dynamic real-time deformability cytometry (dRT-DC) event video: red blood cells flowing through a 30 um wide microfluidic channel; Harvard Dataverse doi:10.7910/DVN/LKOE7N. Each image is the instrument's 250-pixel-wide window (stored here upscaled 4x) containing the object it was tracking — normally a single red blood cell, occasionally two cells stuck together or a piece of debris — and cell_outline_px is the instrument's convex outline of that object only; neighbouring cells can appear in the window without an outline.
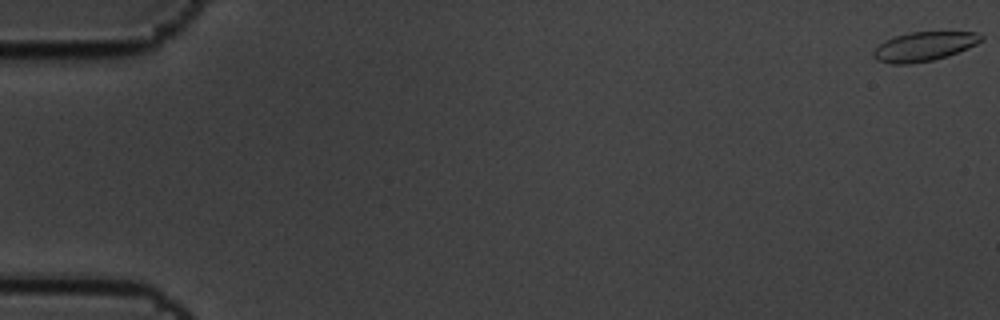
{"species": "common noctule bat (a hibernating species)", "species_latin": "Nyctalus noctula", "temperature_condition": "cold", "stored_images_in_passage": 12, "camera_frame_rate_fps": 3000, "um_per_image_px": 0.085, "animal": {"sex": "male", "body_mass_g": 19.5, "forearm_length_mm": 54.6}, "frame": {"image": 1, "passage_image": 1, "time_ms": 0.0, "image_size_px": [1000, 320], "cell_outline_px": [[984, 40], [968, 48], [948, 56], [932, 60], [908, 64], [892, 64], [876, 60], [872, 56], [872, 52], [880, 44], [896, 36], [912, 32], [980, 32], [984, 36]], "centroid_in_image_um": [78.58, 3.95], "position_along_channel_um": 6.4, "area_um2": 18.26}}
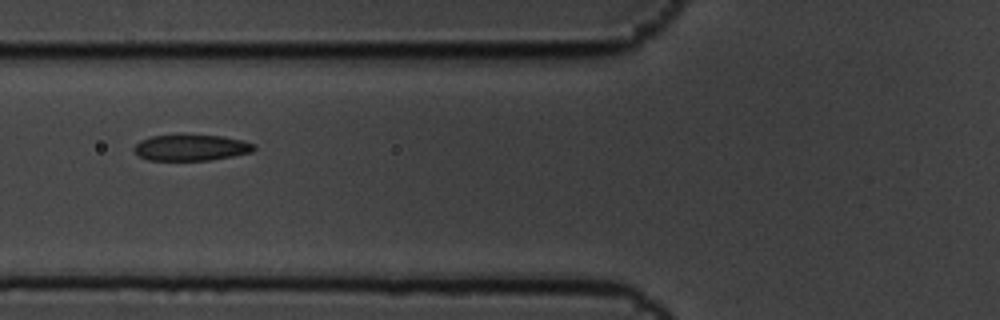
{"frame": {"image": 2, "passage_image": 7, "time_ms": 2.0, "image_size_px": [1000, 320], "cell_outline_px": [[256, 148], [252, 152], [232, 156], [208, 160], [148, 160], [140, 156], [132, 148], [140, 140], [152, 136], [180, 132], [224, 136], [244, 140], [256, 144]], "centroid_in_image_um": [16.26, 12.5], "position_along_channel_um": 109.5, "area_um2": 19.02}}
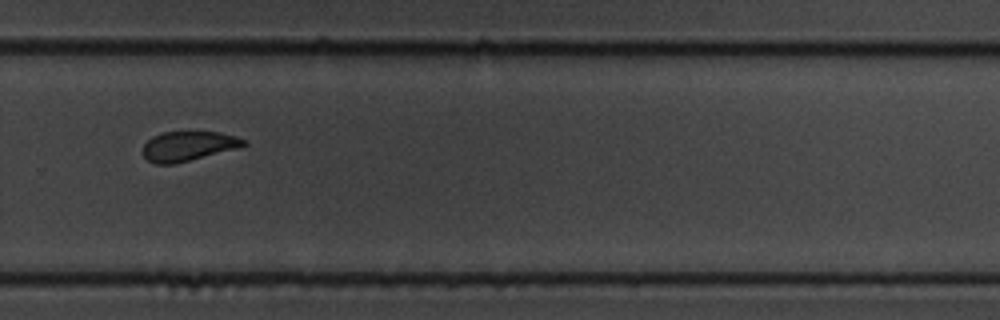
{"frame": {"image": 3, "passage_image": 12, "time_ms": 3.667, "image_size_px": [1000, 320], "cell_outline_px": [[248, 144], [240, 148], [176, 164], [156, 164], [148, 160], [144, 156], [144, 144], [152, 136], [164, 132], [220, 132], [236, 136], [244, 140]], "centroid_in_image_um": [16.04, 12.43], "position_along_channel_um": 313.8, "area_um2": 17.51}}